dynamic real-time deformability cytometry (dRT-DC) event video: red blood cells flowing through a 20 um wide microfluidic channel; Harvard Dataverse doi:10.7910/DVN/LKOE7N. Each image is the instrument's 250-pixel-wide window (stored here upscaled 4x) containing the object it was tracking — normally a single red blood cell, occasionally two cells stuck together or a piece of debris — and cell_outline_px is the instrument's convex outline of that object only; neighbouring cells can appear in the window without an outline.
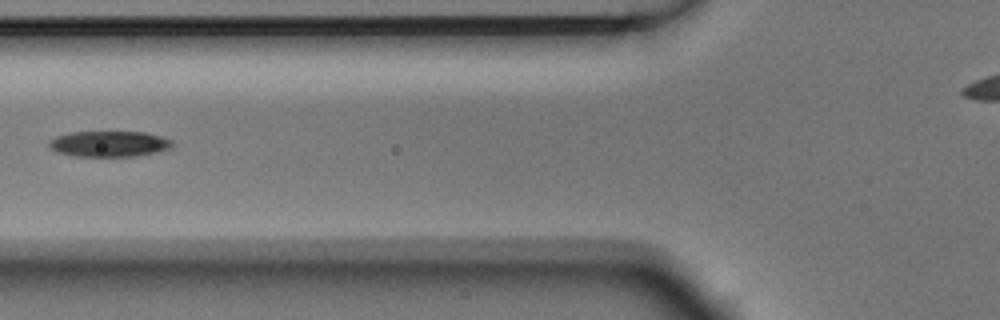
{"species": "Egyptian fruit bat (a non-hibernating species)", "species_latin": "Rousettus aegyptiacus", "temperature_condition": "room temperature", "stored_images_in_passage": 5, "segment_of_instrument_passage": [1, 2], "camera_frame_rate_fps": 3000, "um_per_image_px": 0.085, "animal": {"sex": "male"}, "frame": {"image": 1, "passage_image": 3, "time_ms": 0.667, "image_size_px": [1000, 320], "cell_outline_px": [[172, 144], [168, 148], [156, 152], [136, 156], [76, 156], [56, 152], [48, 144], [48, 140], [56, 136], [72, 132], [144, 132], [160, 136], [172, 140]], "centroid_in_image_um": [9.24, 12.22], "position_along_channel_um": 116.6, "area_um2": 18.32}}
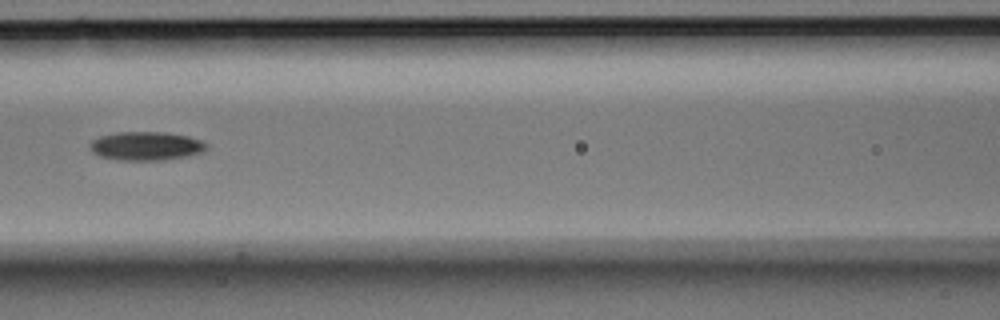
{"frame": {"image": 2, "passage_image": 4, "time_ms": 1.0, "image_size_px": [1000, 320], "cell_outline_px": [[208, 148], [200, 152], [184, 156], [164, 160], [116, 160], [100, 156], [92, 152], [88, 148], [88, 144], [92, 140], [100, 136], [120, 132], [164, 132], [188, 136], [200, 140], [208, 144]], "centroid_in_image_um": [12.37, 12.41], "position_along_channel_um": 154.2, "area_um2": 19.48}}